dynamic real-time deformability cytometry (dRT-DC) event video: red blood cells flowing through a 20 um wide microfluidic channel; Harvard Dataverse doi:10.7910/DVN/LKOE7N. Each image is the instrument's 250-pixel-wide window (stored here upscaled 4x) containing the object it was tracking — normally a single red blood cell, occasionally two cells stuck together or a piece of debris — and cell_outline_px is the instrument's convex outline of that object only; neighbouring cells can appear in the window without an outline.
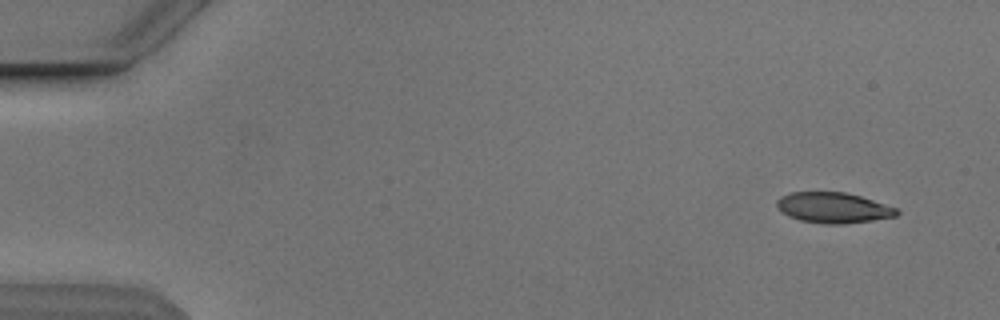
{"species": "Egyptian fruit bat (a non-hibernating species)", "species_latin": "Rousettus aegyptiacus", "temperature_condition": "cold", "stored_images_in_passage": 52, "camera_frame_rate_fps": 3000, "um_per_image_px": 0.085, "animal": {"sex": "male"}, "frame": {"image": 1, "passage_image": 2, "time_ms": 0.333, "image_size_px": [1000, 320], "cell_outline_px": [[900, 212], [896, 216], [872, 220], [840, 224], [828, 224], [800, 220], [788, 216], [776, 204], [776, 200], [780, 196], [788, 192], [844, 192], [860, 196], [896, 208]], "centroid_in_image_um": [70.81, 17.65], "position_along_channel_um": 14.2, "area_um2": 21.1}}
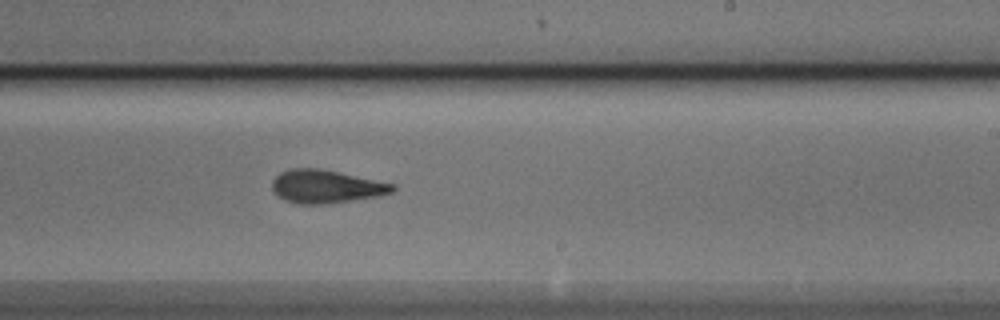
{"frame": {"image": 2, "passage_image": 31, "time_ms": 10.0, "image_size_px": [1000, 320], "cell_outline_px": [[396, 188], [392, 192], [380, 196], [320, 204], [296, 204], [284, 200], [272, 192], [272, 180], [280, 172], [288, 168], [320, 168], [396, 184]], "centroid_in_image_um": [27.68, 15.84], "position_along_channel_um": 261.3, "area_um2": 23.41}}
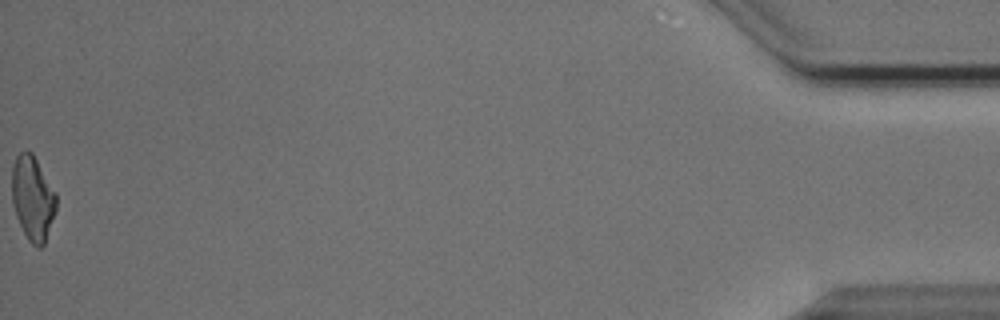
{"frame": {"image": 3, "passage_image": 52, "time_ms": 17.0, "image_size_px": [1000, 320], "cell_outline_px": [[56, 208], [44, 244], [40, 248], [36, 248], [28, 240], [16, 216], [12, 204], [12, 164], [16, 156], [20, 152], [32, 152], [56, 192]], "centroid_in_image_um": [2.77, 16.84], "position_along_channel_um": 432.4, "area_um2": 21.73}, "authors_computed_cell_mechanics": {"area_um2": 22.7154, "velocity_mm_per_s": 3.8546, "shape_relaxation_time_tau1_ms": 4.9625, "shape_relaxation_time_tau2_ms": 2.8715, "deformation_change_tau1": 0.175, "deformation_change_tau2": 0.1106}}